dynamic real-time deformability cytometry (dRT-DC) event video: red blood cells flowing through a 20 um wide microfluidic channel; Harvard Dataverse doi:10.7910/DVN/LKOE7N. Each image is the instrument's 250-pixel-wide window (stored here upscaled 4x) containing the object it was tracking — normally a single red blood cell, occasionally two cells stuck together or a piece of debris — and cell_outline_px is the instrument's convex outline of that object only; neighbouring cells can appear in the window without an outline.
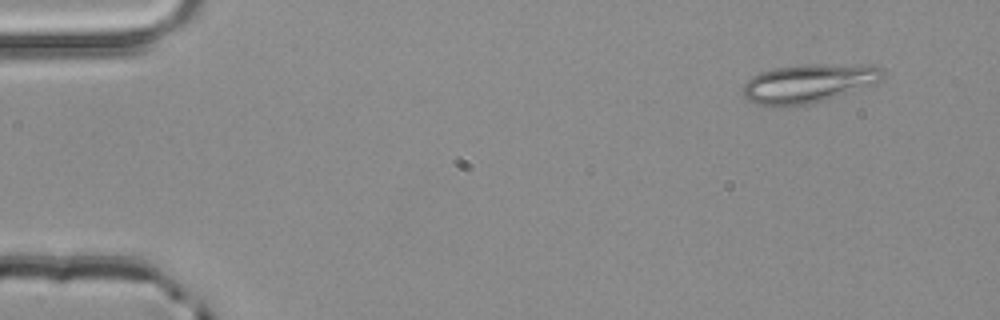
{"species": "common noctule bat (a hibernating species)", "species_latin": "Nyctalus noctula", "temperature_condition": "room temperature", "stored_images_in_passage": 3, "camera_frame_rate_fps": 3000, "um_per_image_px": 0.085, "animal": {"sex": "male", "body_mass_g": 20.4}, "frame": {"image": 1, "passage_image": 1, "time_ms": 0.0, "image_size_px": [1000, 320], "cell_outline_px": [[884, 76], [876, 84], [824, 100], [808, 104], [788, 108], [780, 108], [756, 104], [748, 100], [744, 96], [740, 88], [752, 76], [760, 72], [772, 68], [800, 64], [872, 64], [880, 68], [884, 72]], "centroid_in_image_um": [68.7, 7.09], "position_along_channel_um": 16.3, "area_um2": 32.37}}